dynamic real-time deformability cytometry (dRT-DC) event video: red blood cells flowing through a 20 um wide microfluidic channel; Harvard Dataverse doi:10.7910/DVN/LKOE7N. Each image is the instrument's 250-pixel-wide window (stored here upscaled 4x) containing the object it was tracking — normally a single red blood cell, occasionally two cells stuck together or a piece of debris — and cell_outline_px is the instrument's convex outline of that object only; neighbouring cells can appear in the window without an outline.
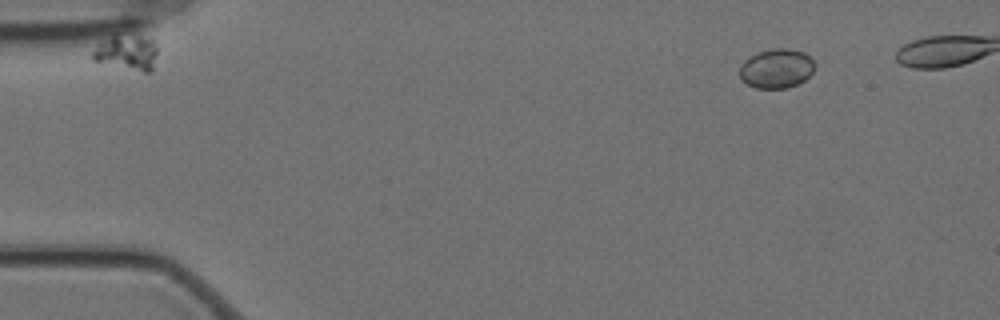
{"species": "Egyptian fruit bat (a non-hibernating species)", "species_latin": "Rousettus aegyptiacus", "temperature_condition": "cold", "stored_images_in_passage": 6, "camera_frame_rate_fps": 3000, "um_per_image_px": 0.085, "animal": {"sex": "female"}, "frame": {"image": 1, "passage_image": 2, "time_ms": 0.333, "image_size_px": [1000, 320], "cell_outline_px": [[816, 64], [812, 72], [804, 80], [788, 88], [756, 88], [740, 80], [740, 64], [744, 60], [756, 52], [772, 48], [788, 48], [804, 52]], "centroid_in_image_um": [65.98, 5.81], "position_along_channel_um": 19.0, "area_um2": 17.34}}